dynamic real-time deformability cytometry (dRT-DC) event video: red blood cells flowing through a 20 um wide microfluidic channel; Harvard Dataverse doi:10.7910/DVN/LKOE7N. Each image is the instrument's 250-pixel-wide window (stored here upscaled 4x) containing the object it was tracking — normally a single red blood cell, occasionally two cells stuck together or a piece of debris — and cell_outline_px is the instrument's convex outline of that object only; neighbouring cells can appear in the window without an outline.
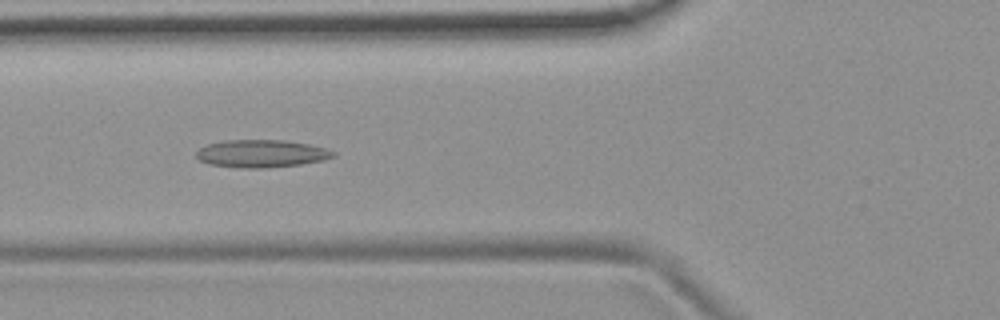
{"species": "common noctule bat (a hibernating species)", "species_latin": "Nyctalus noctula", "temperature_condition": "room temperature", "stored_images_in_passage": 54, "camera_frame_rate_fps": 3000, "um_per_image_px": 0.085, "animal": {"sex": "female", "body_mass_g": 19.9}, "frame": {"image": 1, "passage_image": 19, "time_ms": 6.0, "image_size_px": [1000, 320], "cell_outline_px": [[336, 156], [324, 160], [300, 164], [264, 168], [236, 168], [208, 164], [200, 160], [196, 156], [196, 152], [200, 148], [208, 144], [224, 140], [284, 140], [308, 144], [324, 148], [336, 152]], "centroid_in_image_um": [22.21, 13.06], "position_along_channel_um": 103.6, "area_um2": 22.08}}
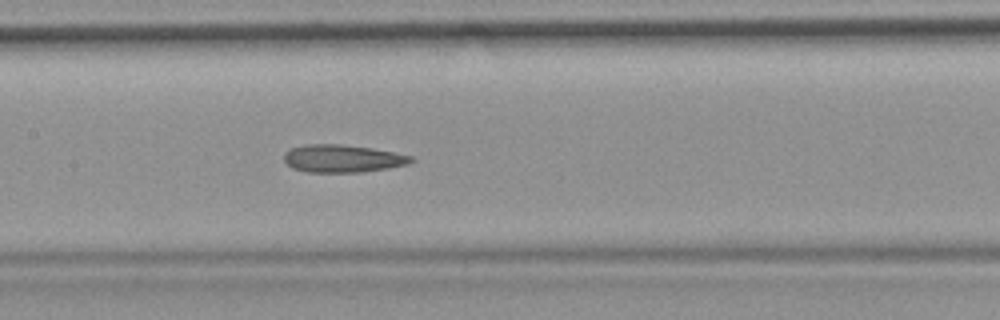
{"frame": {"image": 2, "passage_image": 25, "time_ms": 8.0, "image_size_px": [1000, 320], "cell_outline_px": [[416, 160], [408, 164], [388, 168], [364, 172], [308, 172], [292, 168], [284, 160], [284, 152], [292, 148], [308, 144], [344, 144], [372, 148], [412, 156]], "centroid_in_image_um": [29.13, 13.47], "position_along_channel_um": 178.3, "area_um2": 20.52}}
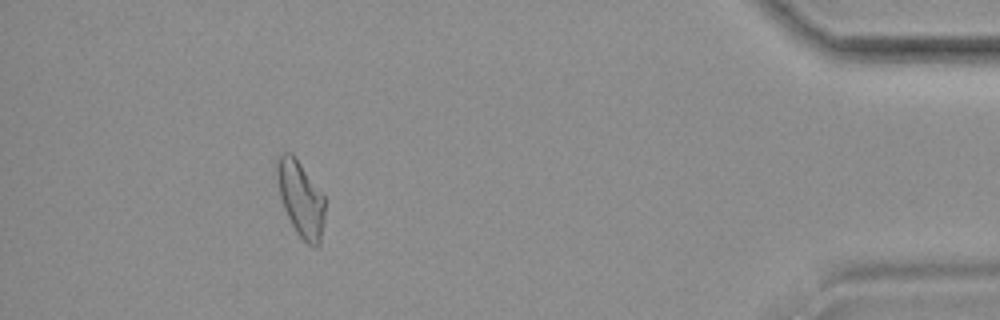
{"frame": {"image": 3, "passage_image": 48, "time_ms": 15.667, "image_size_px": [1000, 320], "cell_outline_px": [[324, 220], [320, 244], [316, 248], [312, 248], [296, 232], [284, 208], [280, 196], [276, 180], [276, 156], [280, 152], [292, 152], [324, 196]], "centroid_in_image_um": [25.54, 16.87], "position_along_channel_um": 409.7, "area_um2": 21.21}, "authors_computed_cell_mechanics": {"area_um2": 21.2704, "velocity_mm_per_s": 3.7292, "shape_relaxation_time_tau1_ms": null, "shape_relaxation_time_tau2_ms": 5.0937, "deformation_change_tau1": null, "deformation_change_tau2": 0.155}}